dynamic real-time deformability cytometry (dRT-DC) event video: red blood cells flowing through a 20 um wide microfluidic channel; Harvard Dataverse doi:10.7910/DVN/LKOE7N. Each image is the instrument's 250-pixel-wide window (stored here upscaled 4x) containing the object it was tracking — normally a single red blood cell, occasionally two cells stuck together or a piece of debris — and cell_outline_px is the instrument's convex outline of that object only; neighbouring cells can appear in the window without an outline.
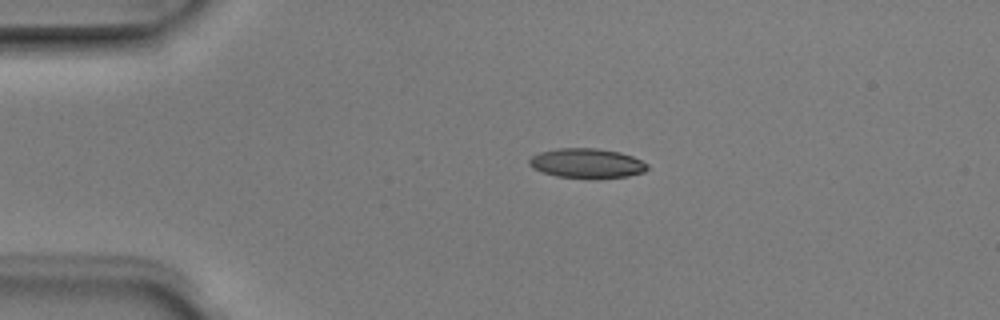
{"species": "Egyptian fruit bat (a non-hibernating species)", "species_latin": "Rousettus aegyptiacus", "temperature_condition": "room temperature", "stored_images_in_passage": 4, "camera_frame_rate_fps": 3000, "um_per_image_px": 0.085, "animal": {"sex": "male"}, "frame": {"image": 1, "passage_image": 3, "time_ms": 0.667, "image_size_px": [1000, 320], "cell_outline_px": [[648, 168], [644, 172], [628, 176], [556, 176], [532, 168], [528, 164], [528, 160], [532, 156], [540, 152], [556, 148], [596, 148], [620, 152], [632, 156], [648, 164]], "centroid_in_image_um": [49.86, 13.83], "position_along_channel_um": 35.1, "area_um2": 19.77}}